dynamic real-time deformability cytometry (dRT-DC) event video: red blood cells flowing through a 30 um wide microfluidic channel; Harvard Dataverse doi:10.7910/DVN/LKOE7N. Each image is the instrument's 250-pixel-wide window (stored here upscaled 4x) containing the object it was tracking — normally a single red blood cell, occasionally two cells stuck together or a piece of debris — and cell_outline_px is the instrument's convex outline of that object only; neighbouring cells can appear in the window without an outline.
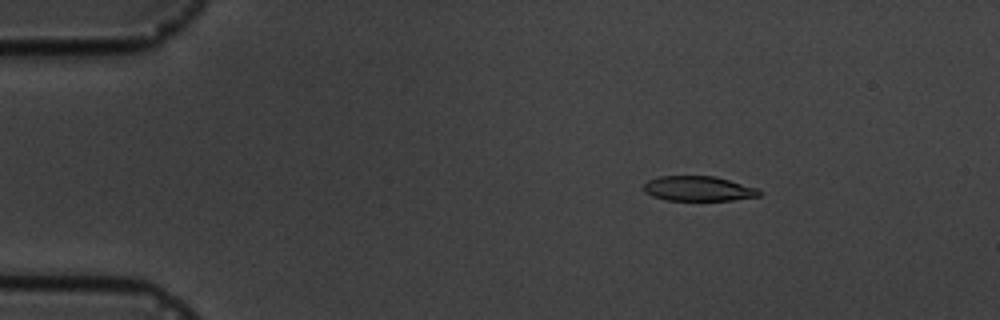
{"species": "common noctule bat (a hibernating species)", "species_latin": "Nyctalus noctula", "temperature_condition": "cold", "stored_images_in_passage": 6, "camera_frame_rate_fps": 3000, "um_per_image_px": 0.085, "animal": {"sex": "male", "body_mass_g": 19.5, "forearm_length_mm": 54.6}, "frame": {"image": 1, "passage_image": 2, "time_ms": 1.0, "image_size_px": [1000, 320], "cell_outline_px": [[760, 196], [732, 200], [668, 200], [652, 196], [644, 192], [644, 184], [648, 180], [660, 176], [716, 176], [756, 188], [760, 192]], "centroid_in_image_um": [59.34, 16.03], "position_along_channel_um": 25.7, "area_um2": 16.65}}
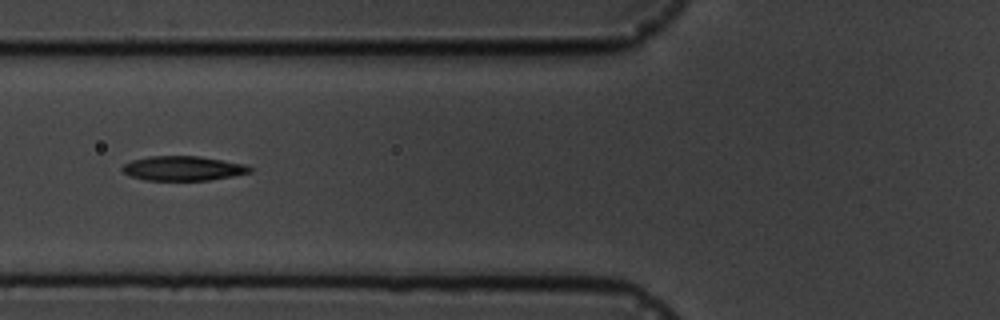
{"frame": {"image": 2, "passage_image": 5, "time_ms": 5.333, "image_size_px": [1000, 320], "cell_outline_px": [[252, 172], [232, 176], [208, 180], [144, 180], [132, 176], [124, 172], [120, 168], [124, 164], [132, 160], [148, 156], [200, 156], [244, 164], [252, 168]], "centroid_in_image_um": [15.55, 14.3], "position_along_channel_um": 110.3, "area_um2": 18.15}}
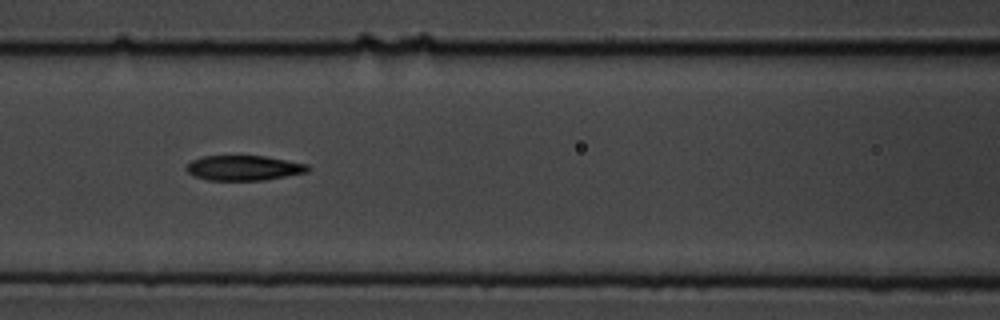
{"frame": {"image": 3, "passage_image": 6, "time_ms": 6.333, "image_size_px": [1000, 320], "cell_outline_px": [[312, 168], [308, 172], [264, 180], [208, 180], [192, 176], [184, 168], [192, 160], [204, 156], [264, 156], [308, 164]], "centroid_in_image_um": [20.72, 14.28], "position_along_channel_um": 145.9, "area_um2": 17.74}}